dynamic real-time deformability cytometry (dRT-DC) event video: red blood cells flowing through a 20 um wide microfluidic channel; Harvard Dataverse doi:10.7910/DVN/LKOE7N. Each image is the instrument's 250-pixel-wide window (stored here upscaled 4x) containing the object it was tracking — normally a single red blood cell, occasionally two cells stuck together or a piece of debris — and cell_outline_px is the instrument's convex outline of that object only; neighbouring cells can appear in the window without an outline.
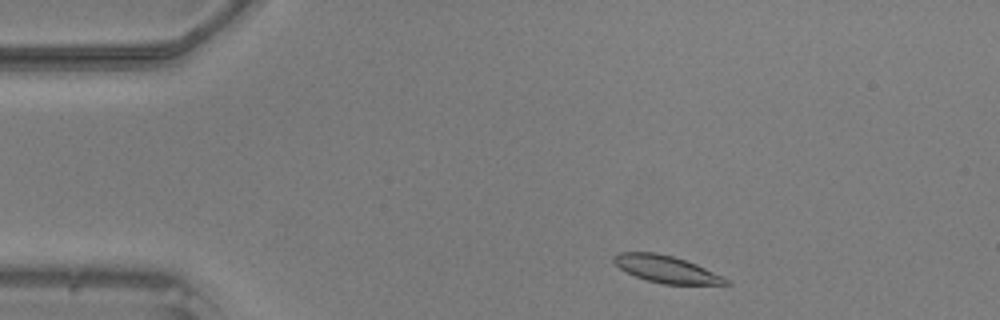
{"species": "common noctule bat (a hibernating species)", "species_latin": "Nyctalus noctula", "temperature_condition": "warm", "stored_images_in_passage": 43, "camera_frame_rate_fps": 3000, "um_per_image_px": 0.085, "animal": {"sex": "male", "body_mass_g": 20.5, "forearm_length_mm": 52.5}, "frame": {"image": 1, "passage_image": 2, "time_ms": 0.333, "image_size_px": [1000, 320], "cell_outline_px": [[732, 284], [664, 284], [648, 280], [636, 276], [620, 268], [612, 260], [612, 256], [620, 252], [656, 252], [672, 256], [696, 264], [728, 280]], "centroid_in_image_um": [56.58, 22.86], "position_along_channel_um": 28.4, "area_um2": 17.22}}
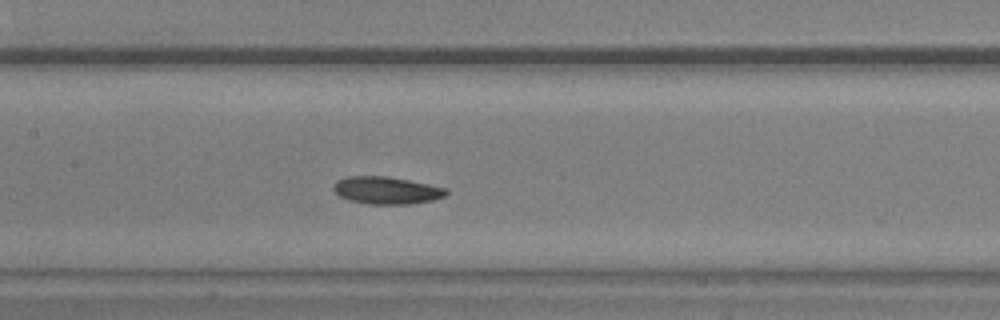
{"frame": {"image": 2, "passage_image": 17, "time_ms": 5.333, "image_size_px": [1000, 320], "cell_outline_px": [[448, 192], [444, 196], [432, 200], [412, 204], [368, 204], [348, 200], [340, 196], [332, 188], [336, 180], [344, 176], [388, 176], [448, 188]], "centroid_in_image_um": [32.83, 16.17], "position_along_channel_um": 174.6, "area_um2": 18.09}}
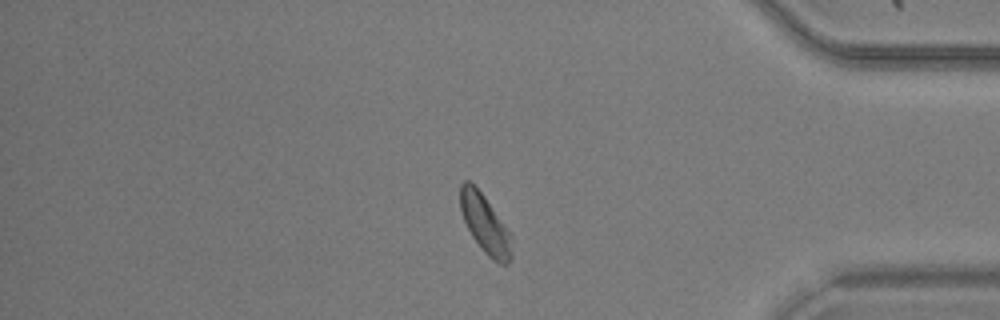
{"frame": {"image": 3, "passage_image": 35, "time_ms": 11.333, "image_size_px": [1000, 320], "cell_outline_px": [[512, 256], [508, 264], [500, 264], [492, 260], [484, 252], [472, 236], [464, 220], [460, 208], [460, 184], [464, 180], [468, 180], [484, 196], [504, 224], [512, 236]], "centroid_in_image_um": [41.24, 19.08], "position_along_channel_um": 394.0, "area_um2": 17.4}}